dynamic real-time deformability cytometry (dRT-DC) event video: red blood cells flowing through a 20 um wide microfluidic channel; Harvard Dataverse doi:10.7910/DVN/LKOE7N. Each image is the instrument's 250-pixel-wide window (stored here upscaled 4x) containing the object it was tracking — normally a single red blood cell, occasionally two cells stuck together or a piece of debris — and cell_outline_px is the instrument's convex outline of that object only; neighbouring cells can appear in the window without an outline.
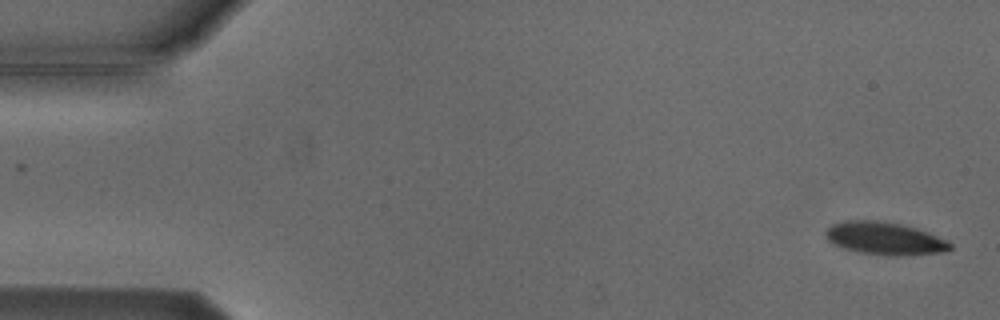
{"species": "Egyptian fruit bat (a non-hibernating species)", "species_latin": "Rousettus aegyptiacus", "temperature_condition": "cold", "stored_images_in_passage": 5, "camera_frame_rate_fps": 3000, "um_per_image_px": 0.085, "animal": {"sex": "male"}, "frame": {"image": 1, "passage_image": 1, "time_ms": 0.0, "image_size_px": [1000, 320], "cell_outline_px": [[952, 248], [944, 252], [908, 256], [884, 256], [860, 252], [844, 248], [832, 244], [824, 236], [824, 232], [832, 224], [848, 220], [876, 220], [900, 224], [916, 228], [948, 240], [952, 244]], "centroid_in_image_um": [75.21, 20.28], "position_along_channel_um": 9.8, "area_um2": 23.99}}
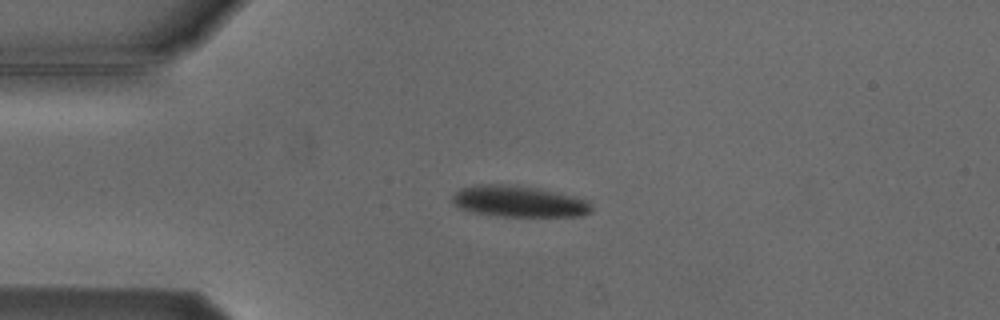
{"frame": {"image": 2, "passage_image": 4, "time_ms": 3.667, "image_size_px": [1000, 320], "cell_outline_px": [[592, 212], [580, 216], [496, 216], [468, 212], [460, 208], [452, 200], [452, 196], [460, 188], [480, 184], [500, 184], [528, 188], [588, 200], [592, 208]], "centroid_in_image_um": [44.02, 17.15], "position_along_channel_um": 41.0, "area_um2": 24.68}}